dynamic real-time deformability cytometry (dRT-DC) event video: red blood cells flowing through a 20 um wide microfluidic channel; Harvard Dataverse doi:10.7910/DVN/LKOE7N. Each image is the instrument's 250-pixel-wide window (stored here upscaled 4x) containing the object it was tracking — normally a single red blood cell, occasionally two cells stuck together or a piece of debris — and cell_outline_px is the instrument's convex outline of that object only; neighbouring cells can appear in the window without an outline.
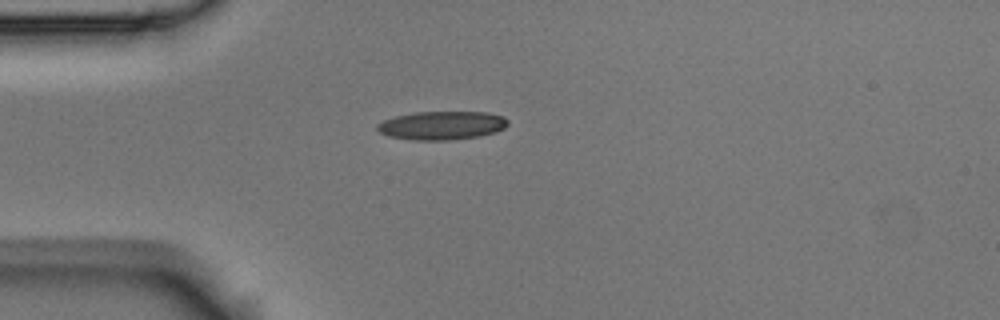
{"species": "Egyptian fruit bat (a non-hibernating species)", "species_latin": "Rousettus aegyptiacus", "temperature_condition": "room temperature", "stored_images_in_passage": 6, "camera_frame_rate_fps": 3000, "um_per_image_px": 0.085, "animal": {"sex": "male"}, "frame": {"image": 1, "passage_image": 5, "time_ms": 1.333, "image_size_px": [1000, 320], "cell_outline_px": [[508, 124], [504, 128], [496, 132], [480, 136], [448, 140], [412, 140], [388, 136], [380, 132], [376, 128], [376, 124], [384, 120], [396, 116], [416, 112], [488, 112], [504, 116], [508, 120]], "centroid_in_image_um": [37.57, 10.66], "position_along_channel_um": 47.4, "area_um2": 21.79}}